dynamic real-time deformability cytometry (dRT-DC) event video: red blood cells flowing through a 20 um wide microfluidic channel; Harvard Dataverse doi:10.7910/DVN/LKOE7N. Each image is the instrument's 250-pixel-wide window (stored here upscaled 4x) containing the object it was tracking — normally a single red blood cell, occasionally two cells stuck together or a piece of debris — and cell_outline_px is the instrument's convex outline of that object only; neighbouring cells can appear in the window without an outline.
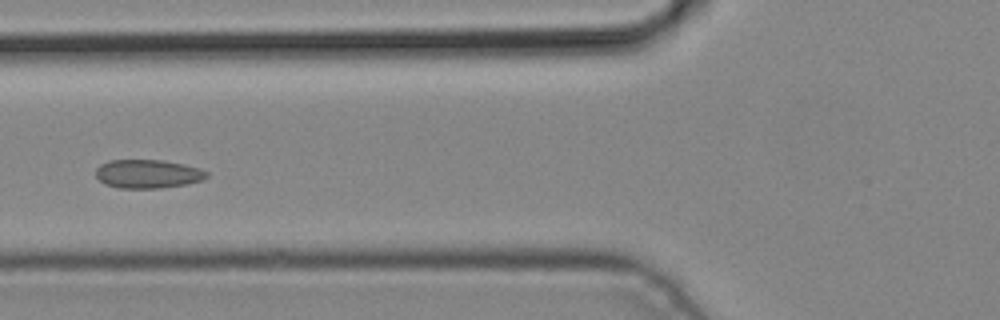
{"species": "common noctule bat (a hibernating species)", "species_latin": "Nyctalus noctula", "temperature_condition": "cold", "stored_images_in_passage": 3, "camera_frame_rate_fps": 3000, "um_per_image_px": 0.085, "animal": {"sex": "male", "body_mass_g": 19.2, "forearm_length_mm": 51.8}, "frame": {"image": 1, "passage_image": 3, "time_ms": 0.667, "image_size_px": [1000, 320], "cell_outline_px": [[208, 176], [204, 180], [184, 184], [160, 188], [120, 188], [104, 184], [96, 176], [96, 168], [100, 164], [108, 160], [164, 160], [184, 164], [200, 168], [208, 172]], "centroid_in_image_um": [12.56, 14.77], "position_along_channel_um": 113.2, "area_um2": 18.61}}